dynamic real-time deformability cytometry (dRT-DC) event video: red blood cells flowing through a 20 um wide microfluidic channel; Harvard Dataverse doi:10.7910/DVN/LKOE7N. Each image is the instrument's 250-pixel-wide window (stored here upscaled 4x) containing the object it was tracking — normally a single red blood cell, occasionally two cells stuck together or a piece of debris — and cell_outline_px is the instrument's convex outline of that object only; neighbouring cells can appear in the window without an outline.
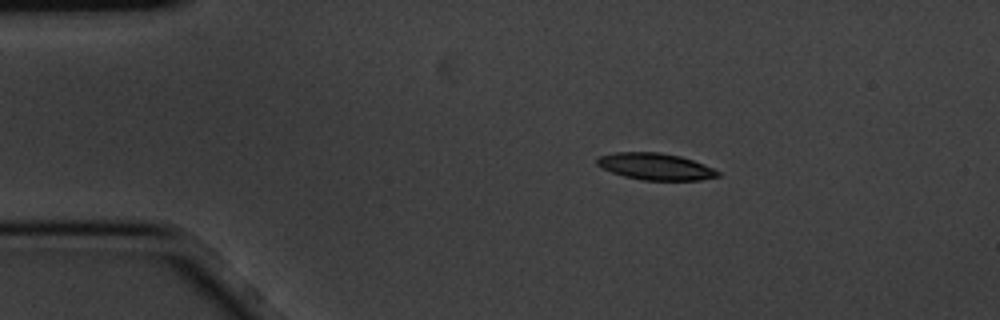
{"species": "common noctule bat (a hibernating species)", "species_latin": "Nyctalus noctula", "temperature_condition": "cold", "stored_images_in_passage": 4, "camera_frame_rate_fps": 3000, "um_per_image_px": 0.085, "animal": {"sex": "male", "body_mass_g": 20.1, "forearm_length_mm": 53.5}, "frame": {"image": 1, "passage_image": 1, "time_ms": 0.0, "image_size_px": [1000, 320], "cell_outline_px": [[720, 176], [700, 180], [640, 180], [624, 176], [612, 172], [596, 164], [596, 160], [600, 156], [612, 152], [660, 152], [680, 156], [692, 160], [712, 168], [720, 172]], "centroid_in_image_um": [55.7, 14.15], "position_along_channel_um": 29.3, "area_um2": 18.73}}
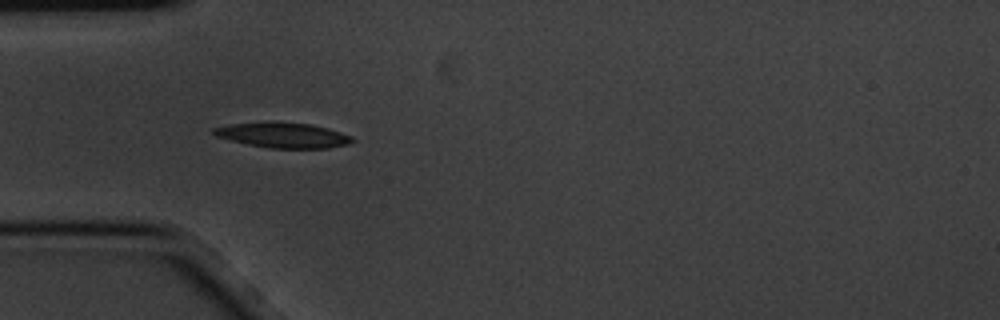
{"frame": {"image": 2, "passage_image": 3, "time_ms": 0.667, "image_size_px": [1000, 320], "cell_outline_px": [[356, 140], [348, 144], [328, 148], [268, 148], [248, 144], [216, 136], [212, 132], [212, 128], [228, 124], [268, 120], [272, 120], [312, 124], [328, 128], [352, 136]], "centroid_in_image_um": [24.05, 11.46], "position_along_channel_um": 61.0, "area_um2": 20.81}}
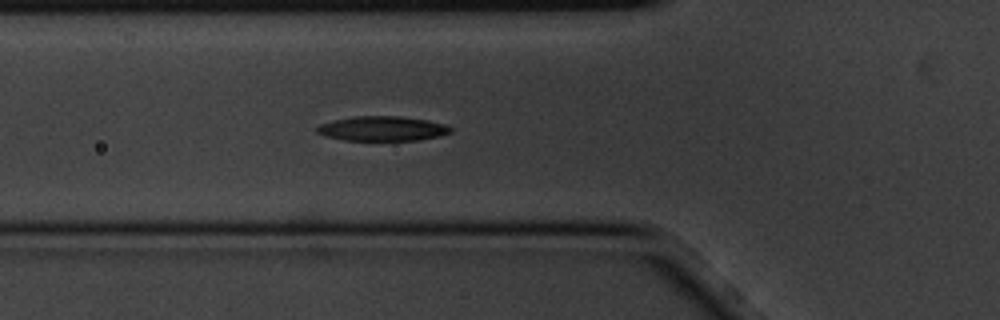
{"frame": {"image": 3, "passage_image": 4, "time_ms": 1.0, "image_size_px": [1000, 320], "cell_outline_px": [[452, 132], [440, 136], [420, 140], [344, 140], [324, 136], [316, 132], [316, 128], [320, 124], [332, 120], [352, 116], [400, 116], [424, 120], [444, 124], [452, 128]], "centroid_in_image_um": [32.47, 10.93], "position_along_channel_um": 93.3, "area_um2": 19.25}}